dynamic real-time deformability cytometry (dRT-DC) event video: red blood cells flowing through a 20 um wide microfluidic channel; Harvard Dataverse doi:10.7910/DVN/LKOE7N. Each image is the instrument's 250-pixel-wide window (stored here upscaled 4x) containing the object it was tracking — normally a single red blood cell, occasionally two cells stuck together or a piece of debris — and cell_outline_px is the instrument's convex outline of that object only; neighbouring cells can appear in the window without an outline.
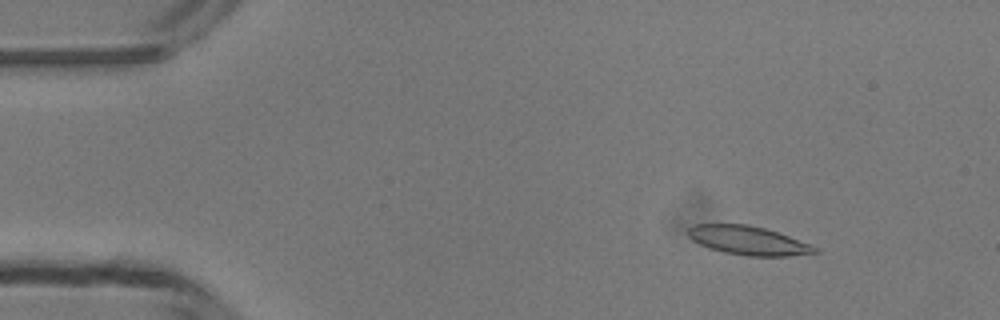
{"species": "common noctule bat (a hibernating species)", "species_latin": "Nyctalus noctula", "temperature_condition": "room temperature", "stored_images_in_passage": 47, "camera_frame_rate_fps": 3000, "um_per_image_px": 0.085, "animal": {"sex": "male", "body_mass_g": 13.3}, "frame": {"image": 1, "passage_image": 3, "time_ms": 0.667, "image_size_px": [1000, 320], "cell_outline_px": [[820, 252], [788, 256], [748, 256], [724, 252], [700, 244], [692, 240], [688, 236], [688, 228], [692, 224], [748, 224], [764, 228], [812, 244], [820, 248]], "centroid_in_image_um": [63.62, 20.44], "position_along_channel_um": 21.4, "area_um2": 21.27}}
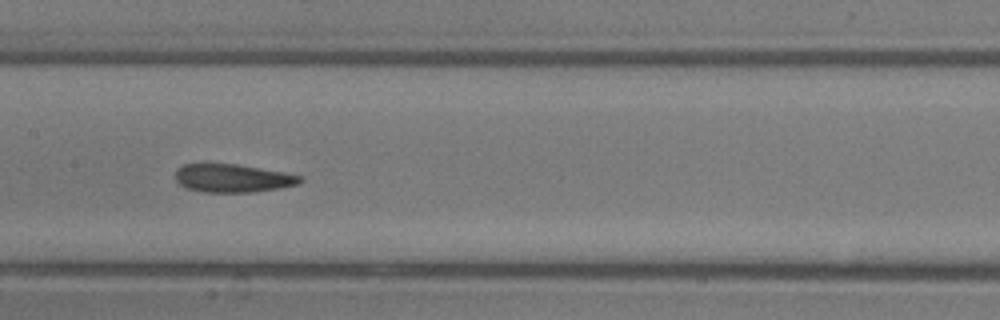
{"frame": {"image": 2, "passage_image": 21, "time_ms": 6.667, "image_size_px": [1000, 320], "cell_outline_px": [[304, 180], [300, 184], [280, 188], [252, 192], [204, 192], [184, 188], [176, 180], [176, 172], [184, 164], [204, 160], [236, 164], [284, 172], [304, 176]], "centroid_in_image_um": [19.76, 15.11], "position_along_channel_um": 187.6, "area_um2": 21.27}}
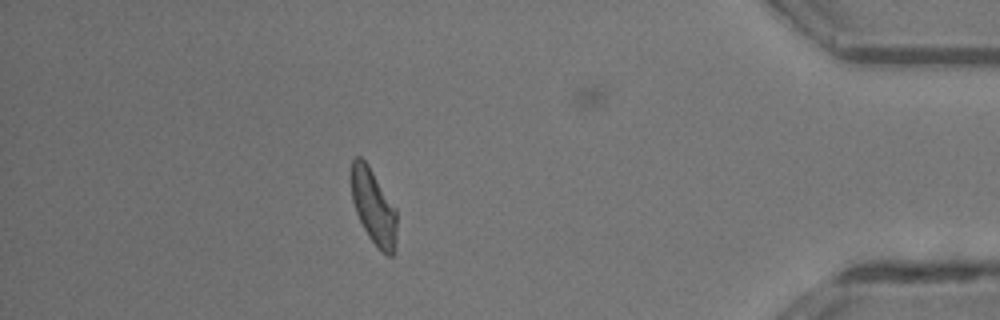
{"frame": {"image": 3, "passage_image": 40, "time_ms": 13.0, "image_size_px": [1000, 320], "cell_outline_px": [[396, 244], [392, 256], [388, 256], [368, 236], [356, 212], [352, 200], [352, 160], [356, 156], [360, 156], [368, 164], [396, 208]], "centroid_in_image_um": [31.76, 17.56], "position_along_channel_um": 403.4, "area_um2": 19.59}, "authors_computed_cell_mechanics": {"area_um2": 21.0392, "velocity_mm_per_s": 4.1664, "shape_relaxation_time_tau1_ms": null, "shape_relaxation_time_tau2_ms": 1.9336, "deformation_change_tau1": null, "deformation_change_tau2": 0.1099}}